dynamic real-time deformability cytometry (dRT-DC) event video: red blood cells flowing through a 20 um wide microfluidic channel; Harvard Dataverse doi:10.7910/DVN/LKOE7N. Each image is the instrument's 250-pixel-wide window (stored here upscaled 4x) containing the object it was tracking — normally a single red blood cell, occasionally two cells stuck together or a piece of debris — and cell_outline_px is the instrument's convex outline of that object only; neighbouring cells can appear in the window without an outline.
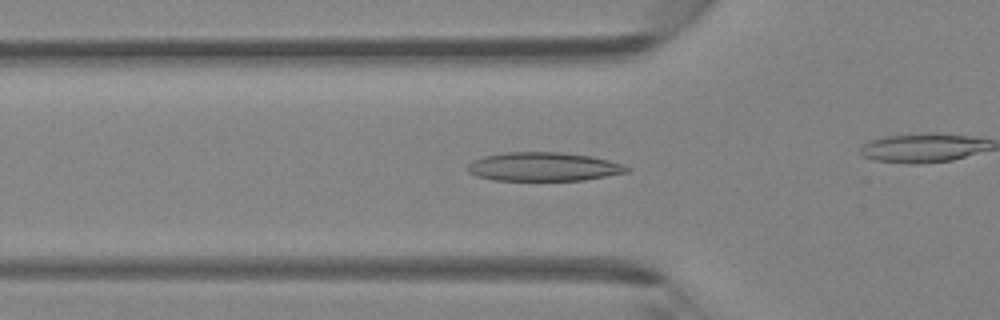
{"species": "Egyptian fruit bat (a non-hibernating species)", "species_latin": "Rousettus aegyptiacus", "temperature_condition": "room temperature", "stored_images_in_passage": 35, "camera_frame_rate_fps": 3000, "um_per_image_px": 0.085, "animal": {"sex": "female"}, "frame": {"image": 1, "passage_image": 14, "time_ms": 4.333, "image_size_px": [1000, 320], "cell_outline_px": [[632, 168], [628, 172], [584, 180], [492, 180], [476, 176], [468, 172], [468, 164], [472, 160], [484, 156], [504, 152], [560, 152], [592, 156], [608, 160]], "centroid_in_image_um": [46.17, 14.17], "position_along_channel_um": 79.6, "area_um2": 26.7}}
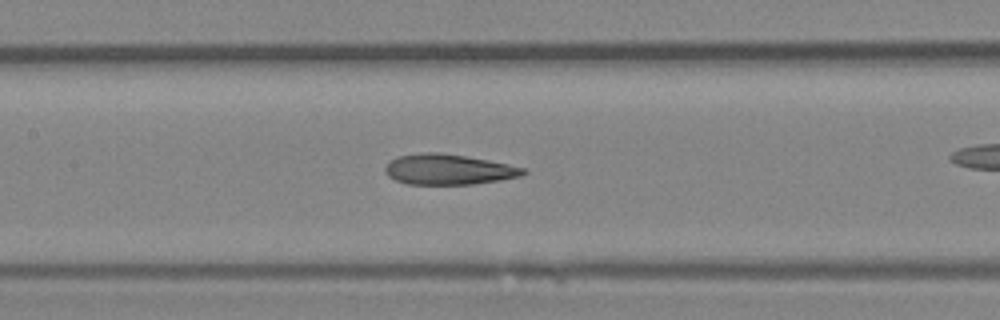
{"frame": {"image": 2, "passage_image": 20, "time_ms": 6.333, "image_size_px": [1000, 320], "cell_outline_px": [[528, 172], [520, 176], [500, 180], [472, 184], [408, 184], [396, 180], [388, 176], [384, 172], [384, 168], [396, 156], [424, 152], [440, 152], [488, 160], [528, 168]], "centroid_in_image_um": [38.13, 14.4], "position_along_channel_um": 169.3, "area_um2": 24.51}}
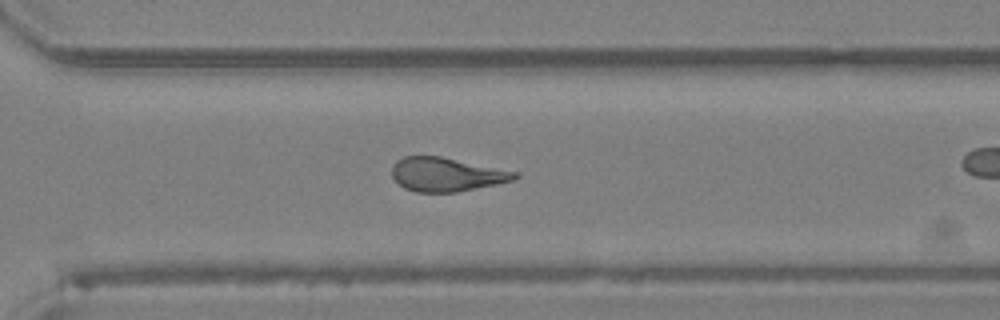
{"frame": {"image": 3, "passage_image": 31, "time_ms": 10.0, "image_size_px": [1000, 320], "cell_outline_px": [[520, 176], [512, 180], [496, 184], [456, 192], [416, 192], [404, 188], [392, 176], [392, 164], [396, 160], [404, 156], [440, 156], [516, 172]], "centroid_in_image_um": [37.9, 14.82], "position_along_channel_um": 332.7, "area_um2": 23.93}}